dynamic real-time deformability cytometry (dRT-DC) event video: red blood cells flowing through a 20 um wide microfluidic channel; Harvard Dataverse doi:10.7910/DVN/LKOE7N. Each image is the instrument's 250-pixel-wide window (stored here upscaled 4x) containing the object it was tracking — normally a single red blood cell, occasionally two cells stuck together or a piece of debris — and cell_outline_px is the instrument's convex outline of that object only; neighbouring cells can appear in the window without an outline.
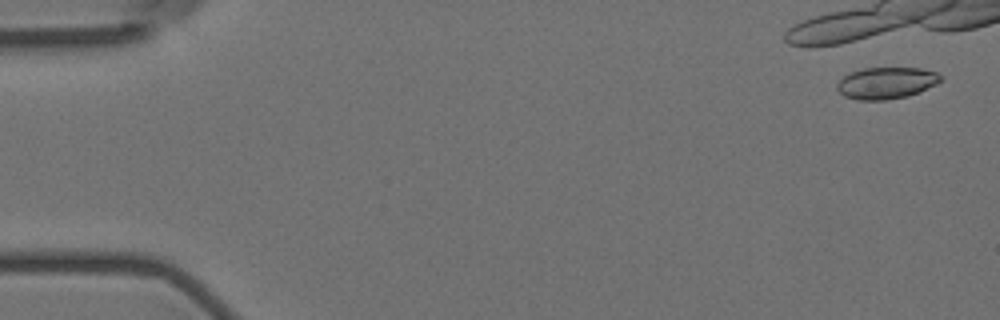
{"species": "Egyptian fruit bat (a non-hibernating species)", "species_latin": "Rousettus aegyptiacus", "temperature_condition": "room temperature", "stored_images_in_passage": 10, "camera_frame_rate_fps": 3000, "um_per_image_px": 0.085, "animal": {"sex": "female"}, "frame": {"image": 1, "passage_image": 2, "time_ms": 0.333, "image_size_px": [1000, 320], "cell_outline_px": [[944, 80], [936, 84], [908, 96], [884, 100], [856, 100], [844, 96], [836, 88], [836, 84], [848, 72], [864, 68], [920, 68], [936, 72]], "centroid_in_image_um": [75.31, 7.05], "position_along_channel_um": 9.7, "area_um2": 19.13}}